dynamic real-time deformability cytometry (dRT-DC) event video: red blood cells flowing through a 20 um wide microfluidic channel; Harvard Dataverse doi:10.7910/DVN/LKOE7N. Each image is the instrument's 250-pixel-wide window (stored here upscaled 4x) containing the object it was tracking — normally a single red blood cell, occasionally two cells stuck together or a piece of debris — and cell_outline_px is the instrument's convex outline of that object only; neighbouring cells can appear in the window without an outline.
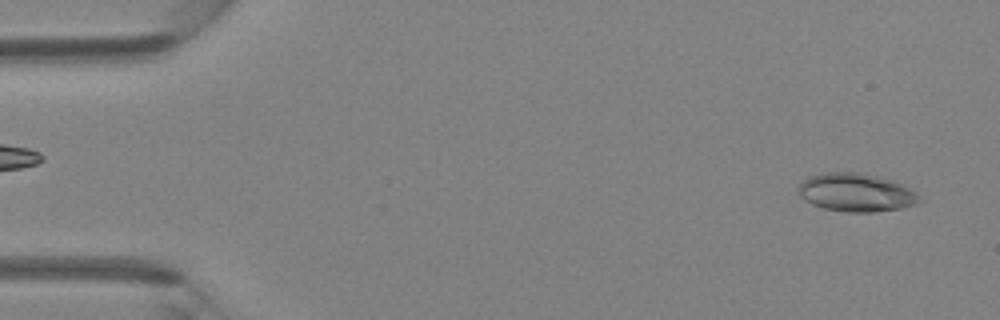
{"species": "Egyptian fruit bat (a non-hibernating species)", "species_latin": "Rousettus aegyptiacus", "temperature_condition": "room temperature", "stored_images_in_passage": 41, "camera_frame_rate_fps": 3000, "um_per_image_px": 0.085, "animal": {"sex": "female"}, "frame": {"image": 1, "passage_image": 2, "time_ms": 0.333, "image_size_px": [1000, 320], "cell_outline_px": [[920, 200], [916, 204], [904, 208], [876, 212], [848, 212], [824, 208], [812, 204], [804, 200], [800, 196], [796, 188], [808, 176], [824, 172], [856, 172], [880, 176], [904, 184], [916, 192]], "centroid_in_image_um": [72.77, 16.36], "position_along_channel_um": 12.2, "area_um2": 27.28}}
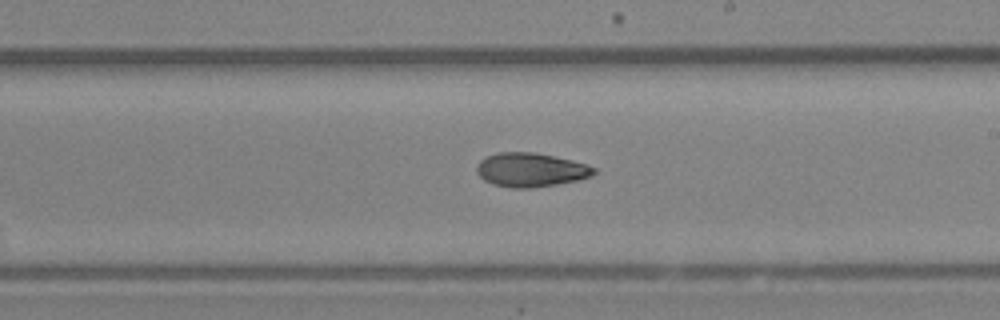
{"frame": {"image": 2, "passage_image": 24, "time_ms": 7.667, "image_size_px": [1000, 320], "cell_outline_px": [[596, 172], [592, 176], [576, 180], [556, 184], [532, 188], [512, 188], [492, 184], [484, 180], [476, 172], [476, 164], [480, 160], [488, 156], [500, 152], [532, 152], [572, 160], [588, 164], [596, 168]], "centroid_in_image_um": [45.1, 14.44], "position_along_channel_um": 243.9, "area_um2": 23.18}}
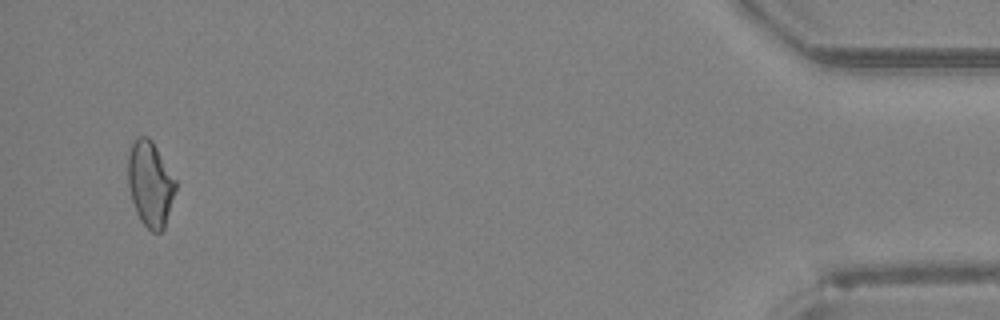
{"frame": {"image": 3, "passage_image": 40, "time_ms": 13.0, "image_size_px": [1000, 320], "cell_outline_px": [[176, 188], [164, 228], [160, 232], [152, 232], [140, 220], [136, 212], [128, 188], [128, 156], [132, 140], [136, 136], [148, 136], [152, 140], [176, 180]], "centroid_in_image_um": [12.75, 15.59], "position_along_channel_um": 422.5, "area_um2": 23.7}}